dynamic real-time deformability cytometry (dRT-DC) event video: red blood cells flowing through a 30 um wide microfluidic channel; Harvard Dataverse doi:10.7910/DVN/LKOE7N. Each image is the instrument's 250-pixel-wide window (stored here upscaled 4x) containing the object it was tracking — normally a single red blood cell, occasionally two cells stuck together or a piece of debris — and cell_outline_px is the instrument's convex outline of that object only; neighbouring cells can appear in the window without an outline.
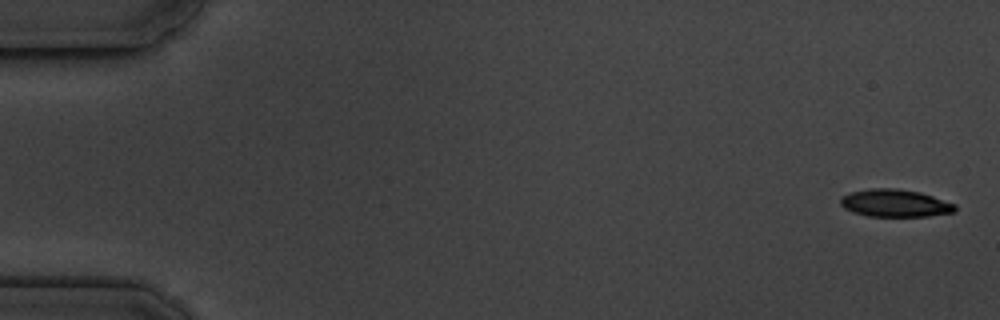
{"species": "common noctule bat (a hibernating species)", "species_latin": "Nyctalus noctula", "temperature_condition": "cold", "stored_images_in_passage": 8, "camera_frame_rate_fps": 3000, "um_per_image_px": 0.085, "animal": {"sex": "male", "body_mass_g": 19.5, "forearm_length_mm": 54.6}, "frame": {"image": 1, "passage_image": 1, "time_ms": 0.0, "image_size_px": [1000, 320], "cell_outline_px": [[956, 212], [928, 216], [868, 216], [852, 212], [844, 208], [840, 204], [840, 196], [852, 192], [868, 188], [896, 188], [920, 192], [956, 204]], "centroid_in_image_um": [76.06, 17.26], "position_along_channel_um": 8.9, "area_um2": 18.5}}
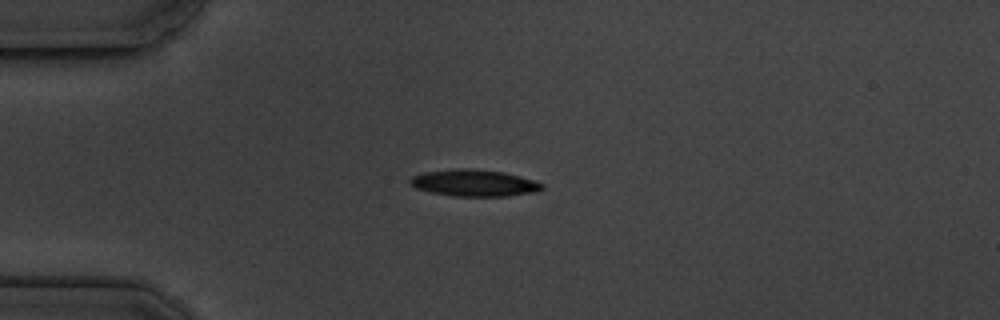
{"frame": {"image": 2, "passage_image": 4, "time_ms": 4.333, "image_size_px": [1000, 320], "cell_outline_px": [[544, 188], [536, 192], [508, 196], [456, 196], [432, 192], [416, 188], [408, 180], [412, 176], [424, 172], [460, 168], [468, 168], [504, 172], [520, 176], [544, 184]], "centroid_in_image_um": [40.33, 15.55], "position_along_channel_um": 44.7, "area_um2": 20.4}}
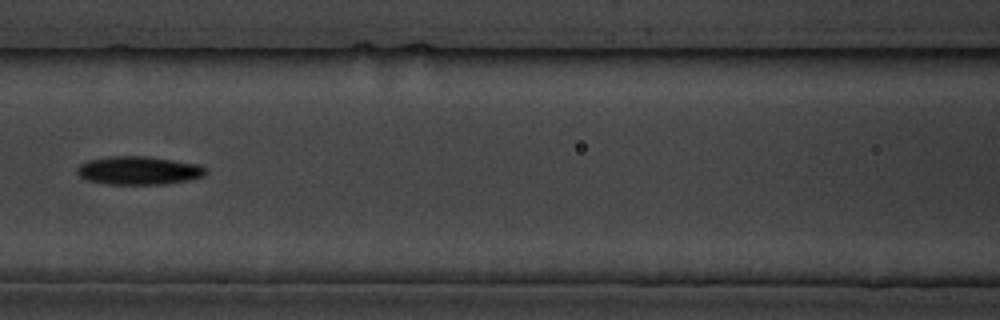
{"frame": {"image": 3, "passage_image": 7, "time_ms": 8.0, "image_size_px": [1000, 320], "cell_outline_px": [[208, 172], [204, 176], [188, 180], [164, 184], [108, 184], [88, 180], [80, 176], [76, 172], [76, 168], [80, 164], [88, 160], [108, 156], [148, 156], [200, 164], [208, 168]], "centroid_in_image_um": [11.82, 14.48], "position_along_channel_um": 154.8, "area_um2": 21.44}}